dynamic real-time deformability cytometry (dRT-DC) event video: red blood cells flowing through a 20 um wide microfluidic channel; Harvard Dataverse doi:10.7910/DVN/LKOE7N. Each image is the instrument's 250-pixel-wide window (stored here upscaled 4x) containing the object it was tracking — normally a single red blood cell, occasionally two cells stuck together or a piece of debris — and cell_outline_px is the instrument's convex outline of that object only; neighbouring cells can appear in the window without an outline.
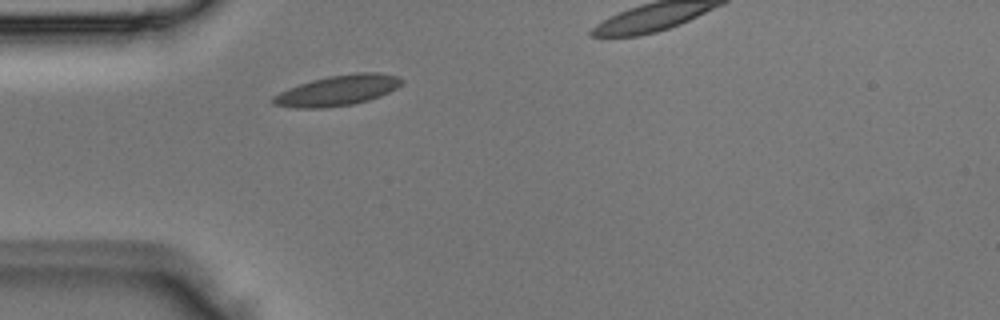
{"species": "Egyptian fruit bat (a non-hibernating species)", "species_latin": "Rousettus aegyptiacus", "temperature_condition": "room temperature", "stored_images_in_passage": 2, "segment_of_instrument_passage": [1, 2], "camera_frame_rate_fps": 3000, "um_per_image_px": 0.085, "animal": {"sex": "male"}, "frame": {"image": 1, "passage_image": 1, "time_ms": 0.0, "image_size_px": [1000, 320], "cell_outline_px": [[404, 80], [396, 88], [380, 96], [368, 100], [352, 104], [324, 108], [296, 108], [272, 104], [272, 96], [288, 88], [312, 80], [328, 76], [356, 72], [376, 72], [396, 76]], "centroid_in_image_um": [28.67, 7.68], "position_along_channel_um": 56.3, "area_um2": 22.66}}